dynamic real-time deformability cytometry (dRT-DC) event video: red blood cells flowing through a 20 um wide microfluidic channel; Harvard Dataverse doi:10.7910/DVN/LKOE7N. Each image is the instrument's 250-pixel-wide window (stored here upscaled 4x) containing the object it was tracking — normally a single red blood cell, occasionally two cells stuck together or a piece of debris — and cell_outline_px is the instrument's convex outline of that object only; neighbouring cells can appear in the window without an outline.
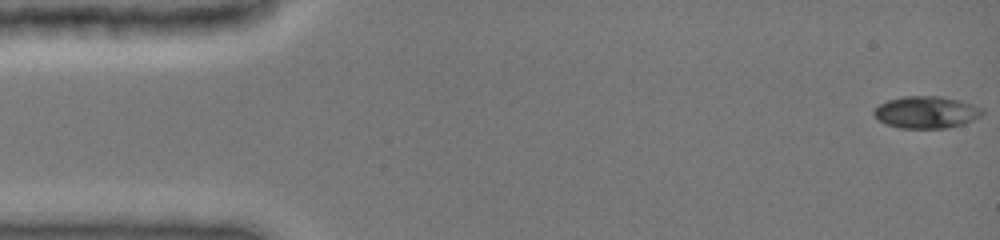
{"species": "common noctule bat (a hibernating species)", "species_latin": "Nyctalus noctula", "temperature_condition": "cold", "stored_images_in_passage": 48, "camera_frame_rate_fps": 3000, "um_per_image_px": 0.085, "animal": {"sex": "female", "body_mass_g": 19.0, "forearm_length_mm": 51.5}, "frame": {"image": 1, "passage_image": 1, "time_ms": 0.0, "image_size_px": [1000, 240], "cell_outline_px": [[984, 112], [980, 116], [964, 124], [948, 128], [900, 128], [888, 124], [880, 120], [872, 112], [880, 104], [888, 100], [904, 96], [940, 96], [960, 100], [984, 108]], "centroid_in_image_um": [78.78, 9.53], "position_along_channel_um": 6.2, "area_um2": 20.17}}
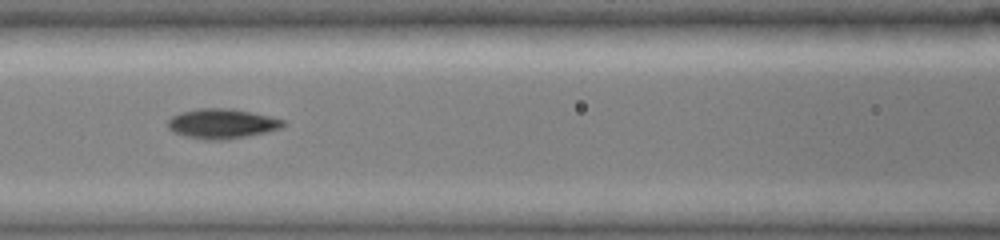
{"frame": {"image": 2, "passage_image": 21, "time_ms": 6.667, "image_size_px": [1000, 240], "cell_outline_px": [[288, 124], [280, 128], [264, 132], [224, 140], [204, 140], [184, 136], [168, 128], [168, 120], [172, 116], [180, 112], [200, 108], [228, 108], [252, 112], [284, 120]], "centroid_in_image_um": [18.85, 10.51], "position_along_channel_um": 147.8, "area_um2": 19.88}}
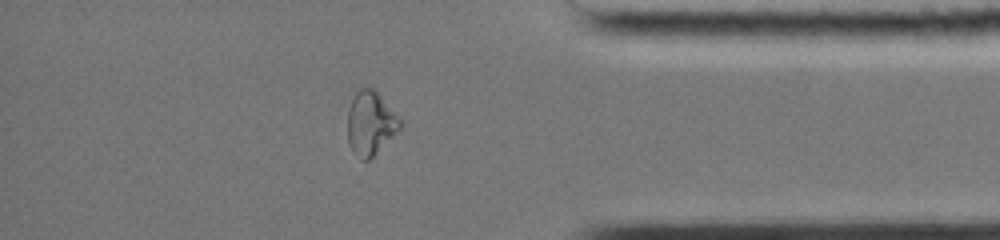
{"frame": {"image": 3, "passage_image": 41, "time_ms": 13.333, "image_size_px": [1000, 240], "cell_outline_px": [[404, 124], [368, 160], [364, 160], [352, 152], [348, 144], [348, 108], [356, 92], [360, 88], [372, 88], [404, 120]], "centroid_in_image_um": [31.5, 10.46], "position_along_channel_um": 403.7, "area_um2": 19.31}, "authors_computed_cell_mechanics": {"area_um2": 19.4786, "velocity_mm_per_s": 3.991, "shape_relaxation_time_tau1_ms": null, "shape_relaxation_time_tau2_ms": 2.0811, "deformation_change_tau1": null, "deformation_change_tau2": 0.0655}}